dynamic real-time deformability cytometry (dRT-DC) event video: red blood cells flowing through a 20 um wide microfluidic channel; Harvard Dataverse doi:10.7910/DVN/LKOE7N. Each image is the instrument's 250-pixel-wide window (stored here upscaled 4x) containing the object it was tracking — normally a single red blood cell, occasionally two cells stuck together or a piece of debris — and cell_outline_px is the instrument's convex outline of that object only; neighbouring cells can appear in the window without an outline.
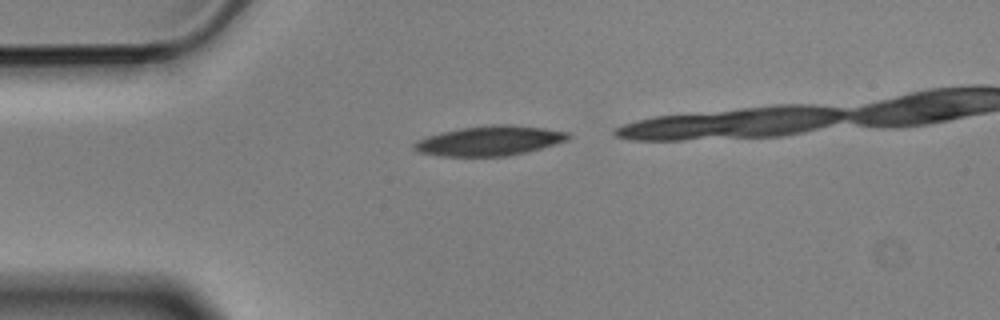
{"species": "Egyptian fruit bat (a non-hibernating species)", "species_latin": "Rousettus aegyptiacus", "temperature_condition": "cold", "stored_images_in_passage": 4, "camera_frame_rate_fps": 3000, "um_per_image_px": 0.085, "animal": {"sex": "male"}, "frame": {"image": 1, "passage_image": 1, "time_ms": 0.0, "image_size_px": [1000, 320], "cell_outline_px": [[572, 136], [568, 140], [528, 152], [508, 156], [440, 156], [416, 152], [412, 148], [412, 144], [416, 140], [440, 132], [460, 128], [492, 124], [512, 124], [544, 128], [568, 132]], "centroid_in_image_um": [41.6, 11.96], "position_along_channel_um": 43.4, "area_um2": 27.05}}